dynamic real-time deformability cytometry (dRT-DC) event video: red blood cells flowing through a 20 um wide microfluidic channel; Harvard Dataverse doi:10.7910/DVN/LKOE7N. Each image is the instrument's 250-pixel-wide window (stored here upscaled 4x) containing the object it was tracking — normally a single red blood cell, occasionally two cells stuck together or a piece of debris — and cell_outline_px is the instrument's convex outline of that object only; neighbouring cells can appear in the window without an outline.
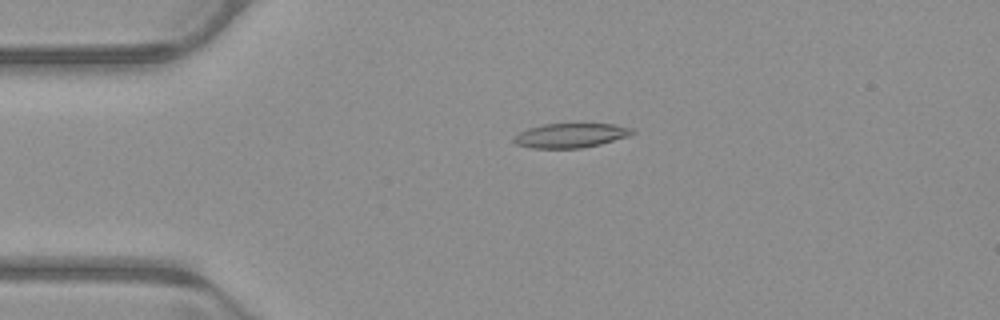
{"species": "common noctule bat (a hibernating species)", "species_latin": "Nyctalus noctula", "temperature_condition": "warm", "stored_images_in_passage": 51, "camera_frame_rate_fps": 3000, "um_per_image_px": 0.085, "animal": {"sex": "male", "body_mass_g": 23.1, "forearm_length_mm": 52.7}, "frame": {"image": 1, "passage_image": 11, "time_ms": 3.333, "image_size_px": [1000, 320], "cell_outline_px": [[636, 132], [628, 136], [600, 144], [580, 148], [532, 148], [516, 144], [512, 140], [520, 132], [528, 128], [544, 124], [616, 124], [632, 128]], "centroid_in_image_um": [48.52, 11.51], "position_along_channel_um": 36.5, "area_um2": 16.7}}
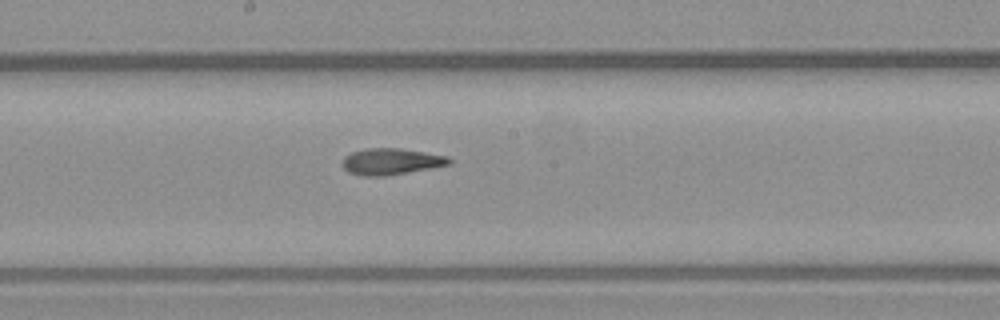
{"frame": {"image": 2, "passage_image": 27, "time_ms": 8.667, "image_size_px": [1000, 320], "cell_outline_px": [[452, 164], [432, 168], [384, 176], [364, 176], [348, 172], [340, 164], [344, 156], [352, 152], [364, 148], [400, 148], [448, 156], [452, 160]], "centroid_in_image_um": [33.23, 13.72], "position_along_channel_um": 215.0, "area_um2": 16.59}}
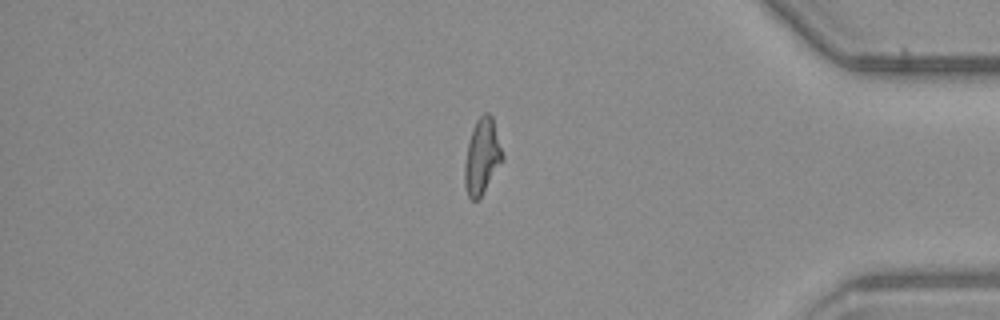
{"frame": {"image": 3, "passage_image": 43, "time_ms": 14.0, "image_size_px": [1000, 320], "cell_outline_px": [[504, 160], [480, 200], [472, 200], [468, 196], [464, 184], [464, 164], [468, 144], [472, 128], [476, 120], [484, 112], [488, 112], [492, 116], [504, 156]], "centroid_in_image_um": [40.98, 13.34], "position_along_channel_um": 394.2, "area_um2": 16.99}, "authors_computed_cell_mechanics": {"area_um2": 16.7042, "velocity_mm_per_s": 3.9576, "shape_relaxation_time_tau1_ms": 8.7469, "shape_relaxation_time_tau2_ms": 3.2982, "deformation_change_tau1": 0.2382, "deformation_change_tau2": 0.1085}}